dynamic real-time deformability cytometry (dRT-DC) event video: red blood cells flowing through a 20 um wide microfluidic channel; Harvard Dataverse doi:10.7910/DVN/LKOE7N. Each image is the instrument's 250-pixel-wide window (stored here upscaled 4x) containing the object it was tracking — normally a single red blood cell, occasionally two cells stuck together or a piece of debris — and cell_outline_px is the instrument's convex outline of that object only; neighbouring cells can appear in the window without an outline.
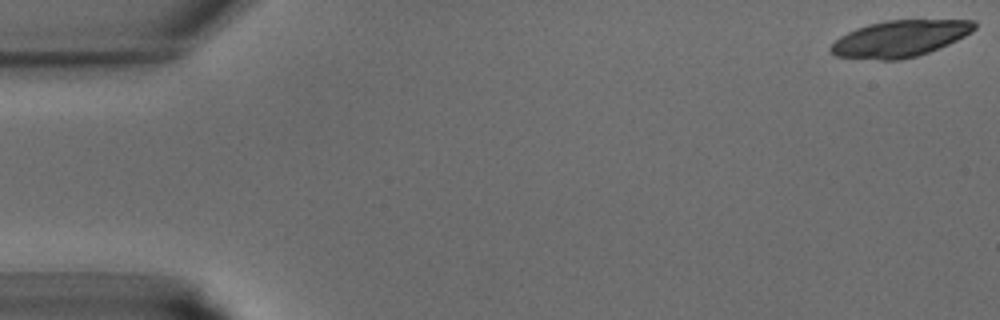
{"species": "common noctule bat (a hibernating species)", "species_latin": "Nyctalus noctula", "temperature_condition": "warm", "stored_images_in_passage": 7, "camera_frame_rate_fps": 3000, "um_per_image_px": 0.085, "animal": {"sex": "male", "body_mass_g": 15.6}, "frame": {"image": 1, "passage_image": 1, "time_ms": 0.0, "image_size_px": [1000, 320], "cell_outline_px": [[976, 28], [972, 32], [948, 44], [928, 52], [916, 56], [900, 60], [880, 60], [836, 56], [828, 52], [828, 48], [840, 36], [856, 28], [868, 24], [884, 20], [976, 20]], "centroid_in_image_um": [76.47, 3.28], "position_along_channel_um": 8.5, "area_um2": 30.58}}